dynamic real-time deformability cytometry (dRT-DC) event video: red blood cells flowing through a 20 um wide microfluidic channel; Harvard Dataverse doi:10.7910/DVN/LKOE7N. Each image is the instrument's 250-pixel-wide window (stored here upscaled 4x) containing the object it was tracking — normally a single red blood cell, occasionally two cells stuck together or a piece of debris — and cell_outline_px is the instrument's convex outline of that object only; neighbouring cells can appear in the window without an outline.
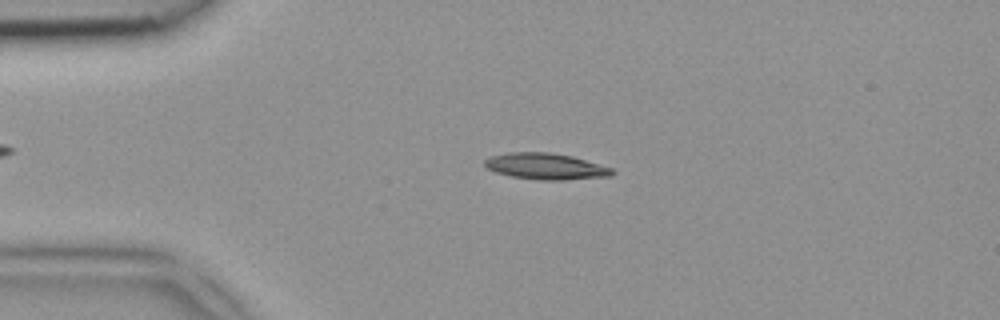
{"species": "common noctule bat (a hibernating species)", "species_latin": "Nyctalus noctula", "temperature_condition": "room temperature", "stored_images_in_passage": 46, "camera_frame_rate_fps": 3000, "um_per_image_px": 0.085, "animal": {"sex": "female", "body_mass_g": 18.4}, "frame": {"image": 1, "passage_image": 10, "time_ms": 3.0, "image_size_px": [1000, 320], "cell_outline_px": [[616, 172], [612, 176], [564, 180], [536, 180], [512, 176], [496, 172], [488, 168], [484, 164], [484, 160], [492, 156], [508, 152], [552, 152], [572, 156], [612, 168]], "centroid_in_image_um": [46.41, 14.14], "position_along_channel_um": 38.6, "area_um2": 19.54}}
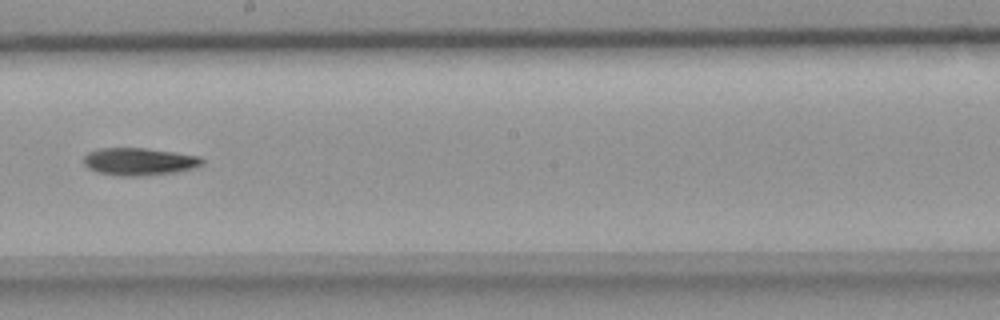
{"frame": {"image": 2, "passage_image": 26, "time_ms": 8.333, "image_size_px": [1000, 320], "cell_outline_px": [[204, 164], [196, 168], [176, 172], [140, 176], [120, 176], [96, 172], [88, 168], [84, 164], [84, 156], [88, 152], [100, 148], [144, 148], [200, 156], [204, 160]], "centroid_in_image_um": [11.84, 13.74], "position_along_channel_um": 236.4, "area_um2": 19.07}}
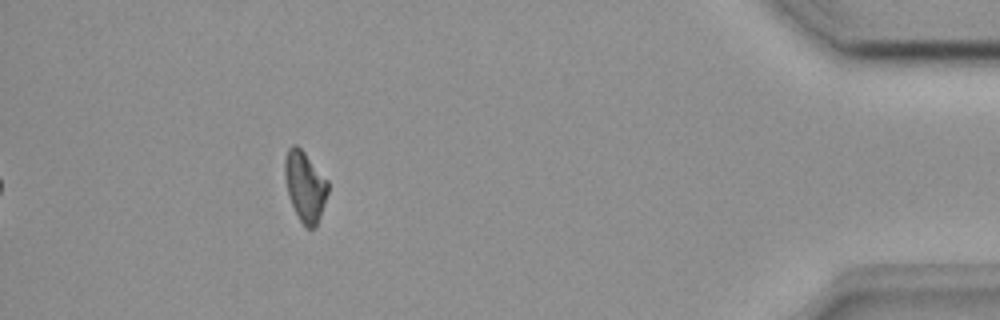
{"frame": {"image": 3, "passage_image": 42, "time_ms": 13.667, "image_size_px": [1000, 320], "cell_outline_px": [[328, 192], [316, 228], [304, 228], [288, 196], [284, 176], [284, 160], [288, 148], [292, 144], [296, 144], [304, 152], [328, 180]], "centroid_in_image_um": [25.91, 15.83], "position_along_channel_um": 409.3, "area_um2": 17.69}}